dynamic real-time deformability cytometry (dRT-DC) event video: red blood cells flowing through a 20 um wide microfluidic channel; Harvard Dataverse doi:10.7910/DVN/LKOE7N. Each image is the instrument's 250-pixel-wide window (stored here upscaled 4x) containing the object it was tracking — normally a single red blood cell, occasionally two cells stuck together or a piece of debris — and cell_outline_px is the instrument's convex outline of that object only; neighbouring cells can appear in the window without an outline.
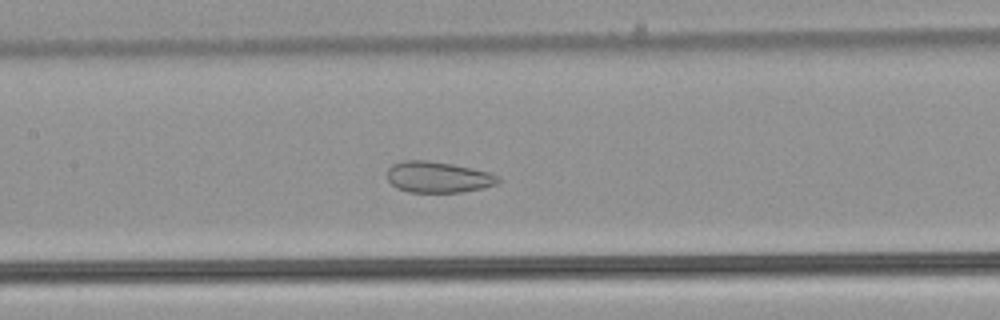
{"species": "common noctule bat (a hibernating species)", "species_latin": "Nyctalus noctula", "temperature_condition": "warm", "stored_images_in_passage": 53, "camera_frame_rate_fps": 3000, "um_per_image_px": 0.085, "animal": {"sex": "male", "body_mass_g": 21.5, "forearm_length_mm": 52.0}, "frame": {"image": 1, "passage_image": 25, "time_ms": 8.0, "image_size_px": [1000, 320], "cell_outline_px": [[500, 180], [496, 184], [484, 188], [460, 192], [408, 192], [396, 188], [388, 180], [388, 168], [392, 164], [404, 160], [428, 160], [452, 164], [472, 168], [488, 172], [500, 176]], "centroid_in_image_um": [37.23, 15.05], "position_along_channel_um": 170.2, "area_um2": 20.17}}
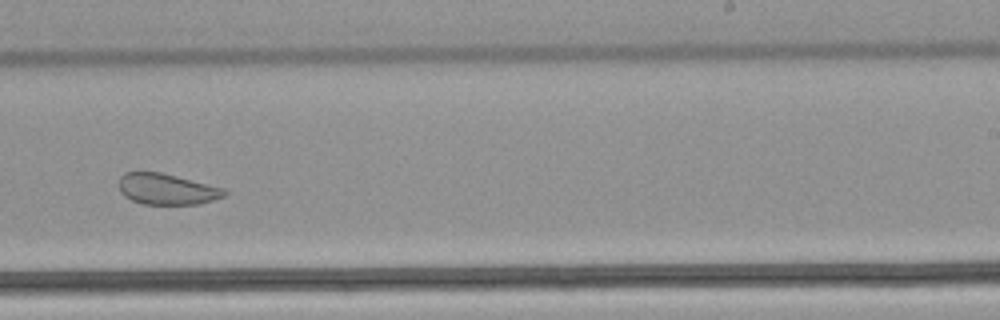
{"frame": {"image": 2, "passage_image": 33, "time_ms": 10.667, "image_size_px": [1000, 320], "cell_outline_px": [[228, 192], [224, 196], [200, 204], [144, 204], [132, 200], [124, 196], [120, 192], [120, 176], [124, 172], [160, 172], [224, 188]], "centroid_in_image_um": [14.18, 16.08], "position_along_channel_um": 274.8, "area_um2": 18.9}}
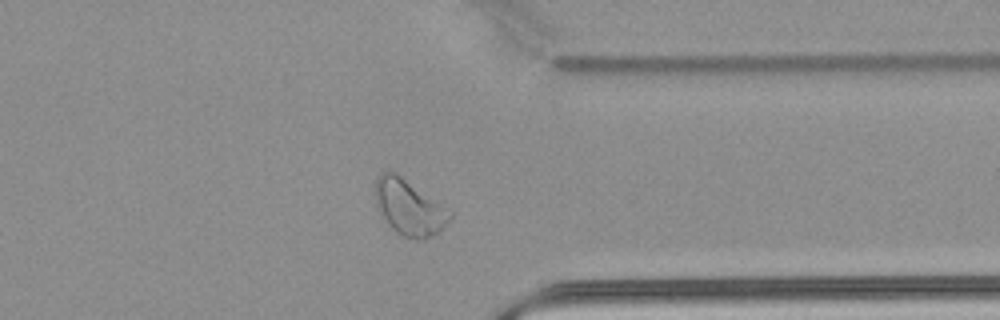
{"frame": {"image": 3, "passage_image": 41, "time_ms": 13.333, "image_size_px": [1000, 320], "cell_outline_px": [[452, 216], [436, 232], [424, 240], [420, 240], [404, 236], [396, 232], [388, 224], [376, 200], [376, 180], [380, 172], [396, 172], [452, 212]], "centroid_in_image_um": [34.77, 17.62], "position_along_channel_um": 376.6, "area_um2": 23.24}, "authors_computed_cell_mechanics": {"area_um2": 26.1256, "velocity_mm_per_s": 3.9387, "shape_relaxation_time_tau1_ms": null, "shape_relaxation_time_tau2_ms": 1.1328, "deformation_change_tau1": null, "deformation_change_tau2": 0.0722}}